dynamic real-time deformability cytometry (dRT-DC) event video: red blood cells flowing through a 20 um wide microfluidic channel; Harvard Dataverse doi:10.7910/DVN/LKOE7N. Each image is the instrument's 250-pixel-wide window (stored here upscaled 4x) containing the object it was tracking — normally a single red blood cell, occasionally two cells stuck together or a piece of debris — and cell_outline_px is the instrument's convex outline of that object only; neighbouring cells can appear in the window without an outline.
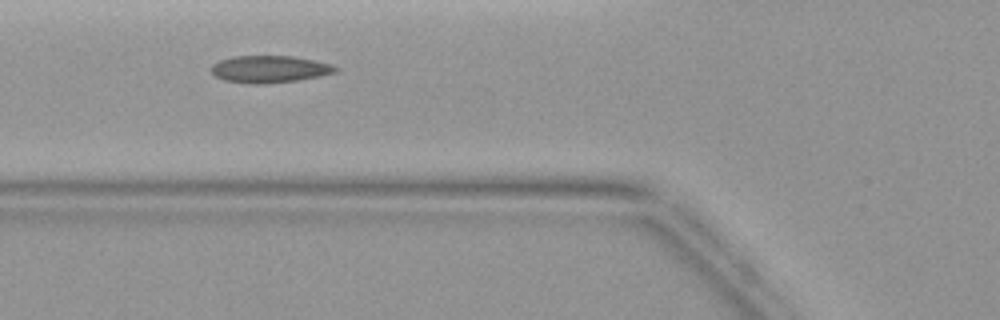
{"species": "common noctule bat (a hibernating species)", "species_latin": "Nyctalus noctula", "temperature_condition": "warm", "stored_images_in_passage": 4, "camera_frame_rate_fps": 3000, "um_per_image_px": 0.085, "animal": {"sex": "female", "body_mass_g": 19.9}, "frame": {"image": 1, "passage_image": 4, "time_ms": 4.333, "image_size_px": [1000, 320], "cell_outline_px": [[340, 68], [336, 72], [320, 76], [296, 80], [264, 84], [248, 84], [224, 80], [216, 76], [212, 72], [212, 64], [220, 60], [236, 56], [292, 56], [332, 64]], "centroid_in_image_um": [22.92, 5.88], "position_along_channel_um": 102.9, "area_um2": 19.54}}